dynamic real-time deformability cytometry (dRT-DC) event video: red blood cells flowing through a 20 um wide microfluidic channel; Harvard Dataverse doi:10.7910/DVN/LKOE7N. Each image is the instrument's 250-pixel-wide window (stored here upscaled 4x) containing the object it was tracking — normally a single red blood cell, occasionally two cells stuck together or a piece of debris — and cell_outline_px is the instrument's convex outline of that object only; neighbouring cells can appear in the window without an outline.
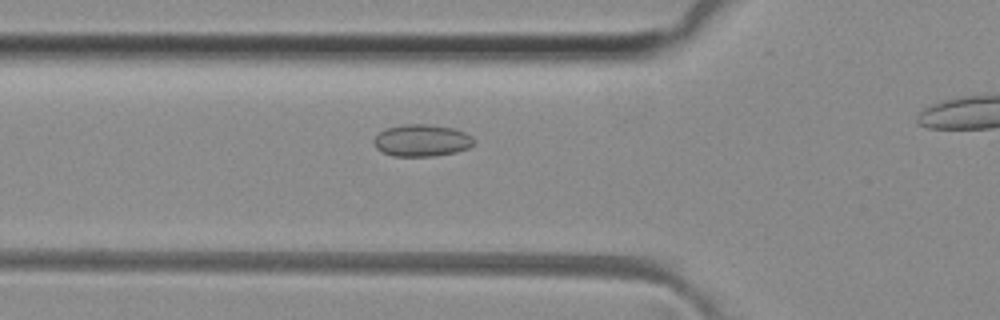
{"species": "common noctule bat (a hibernating species)", "species_latin": "Nyctalus noctula", "temperature_condition": "room temperature", "stored_images_in_passage": 33, "camera_frame_rate_fps": 3000, "um_per_image_px": 0.085, "animal": {"sex": "female", "body_mass_g": 29.2, "forearm_length_mm": 56.3}, "frame": {"image": 1, "passage_image": 11, "time_ms": 3.333, "image_size_px": [1000, 320], "cell_outline_px": [[476, 140], [468, 148], [456, 152], [436, 156], [392, 156], [376, 148], [372, 140], [380, 132], [388, 128], [400, 124], [428, 124], [452, 128], [464, 132], [472, 136]], "centroid_in_image_um": [35.85, 11.94], "position_along_channel_um": 89.9, "area_um2": 18.67}}
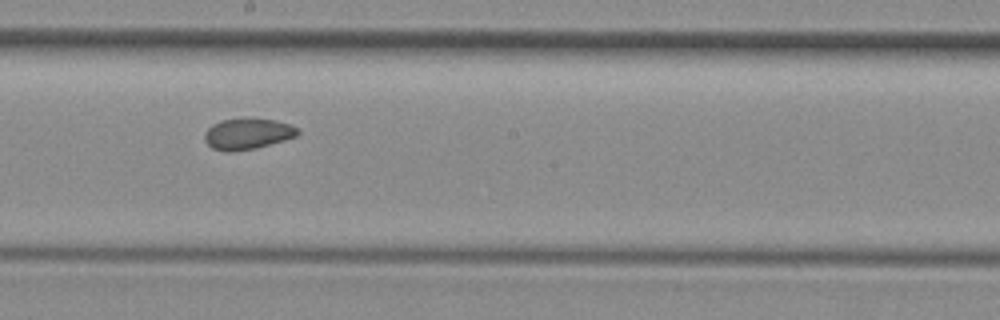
{"frame": {"image": 2, "passage_image": 21, "time_ms": 6.667, "image_size_px": [1000, 320], "cell_outline_px": [[300, 132], [296, 136], [284, 140], [256, 148], [232, 152], [228, 152], [212, 148], [204, 140], [204, 132], [212, 124], [220, 120], [244, 116], [276, 120], [300, 128]], "centroid_in_image_um": [21.03, 11.34], "position_along_channel_um": 227.2, "area_um2": 17.34}}
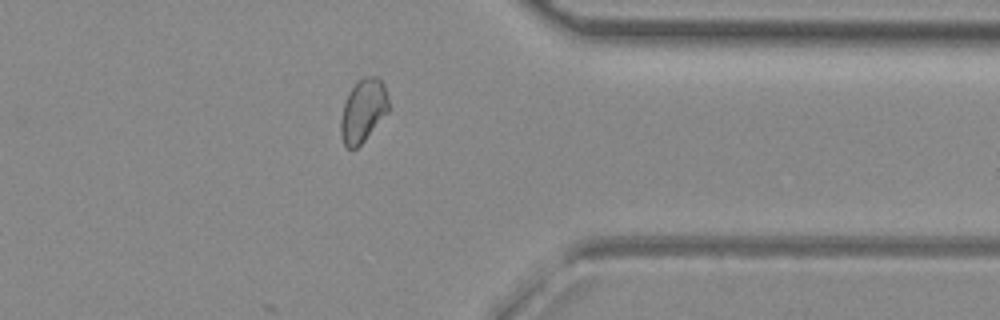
{"frame": {"image": 3, "passage_image": 33, "time_ms": 10.667, "image_size_px": [1000, 320], "cell_outline_px": [[388, 112], [364, 140], [356, 148], [348, 148], [344, 144], [340, 132], [340, 120], [344, 104], [348, 92], [364, 76], [376, 76], [384, 84], [388, 100]], "centroid_in_image_um": [30.86, 9.4], "position_along_channel_um": 380.5, "area_um2": 17.28}, "authors_computed_cell_mechanics": {"area_um2": 17.34, "velocity_mm_per_s": 4.1157, "shape_relaxation_time_tau1_ms": null, "shape_relaxation_time_tau2_ms": 2.2592, "deformation_change_tau1": null, "deformation_change_tau2": 0.0524}}